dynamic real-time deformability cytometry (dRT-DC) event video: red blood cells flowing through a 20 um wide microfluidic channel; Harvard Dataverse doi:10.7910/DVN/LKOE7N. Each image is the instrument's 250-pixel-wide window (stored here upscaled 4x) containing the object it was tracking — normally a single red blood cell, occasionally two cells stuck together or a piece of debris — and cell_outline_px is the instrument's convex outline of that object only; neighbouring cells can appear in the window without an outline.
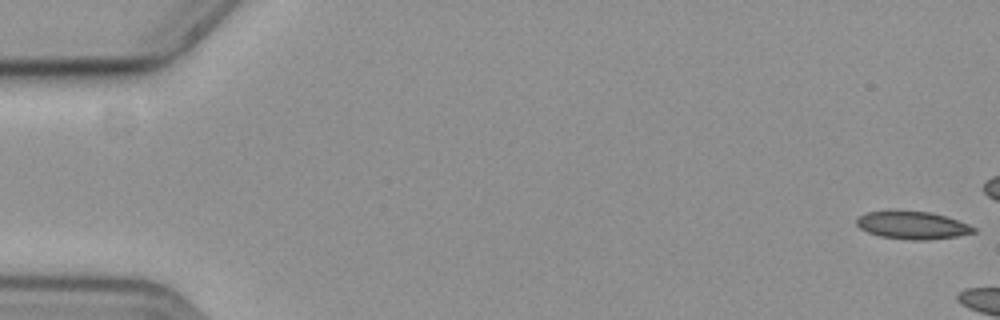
{"species": "common noctule bat (a hibernating species)", "species_latin": "Nyctalus noctula", "temperature_condition": "cold", "stored_images_in_passage": 7, "camera_frame_rate_fps": 3000, "um_per_image_px": 0.085, "animal": {"sex": "female", "body_mass_g": 19.3, "forearm_length_mm": 54.1}, "frame": {"image": 1, "passage_image": 1, "time_ms": 0.0, "image_size_px": [1000, 320], "cell_outline_px": [[976, 232], [956, 236], [928, 240], [908, 240], [880, 236], [868, 232], [860, 228], [856, 224], [856, 220], [860, 216], [868, 212], [932, 212], [968, 224], [976, 228]], "centroid_in_image_um": [77.58, 19.17], "position_along_channel_um": 7.4, "area_um2": 18.44}}